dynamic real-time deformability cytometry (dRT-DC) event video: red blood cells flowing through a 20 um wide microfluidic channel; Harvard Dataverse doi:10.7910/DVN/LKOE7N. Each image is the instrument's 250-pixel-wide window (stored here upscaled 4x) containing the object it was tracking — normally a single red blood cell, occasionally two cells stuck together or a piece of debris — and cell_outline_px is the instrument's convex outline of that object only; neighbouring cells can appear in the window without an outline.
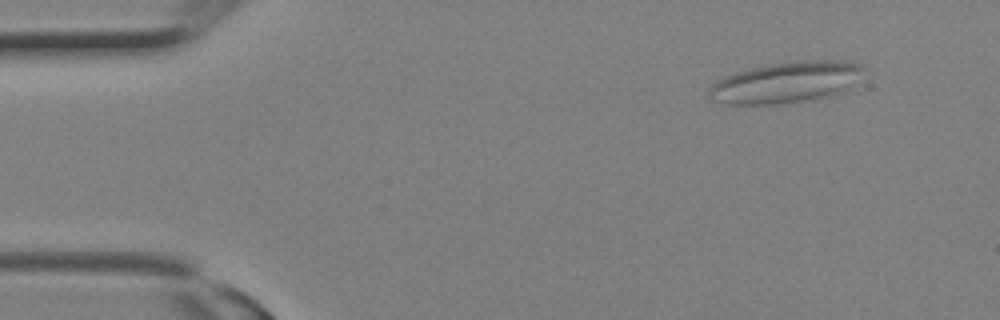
{"species": "Egyptian fruit bat (a non-hibernating species)", "species_latin": "Rousettus aegyptiacus", "temperature_condition": "room temperature", "stored_images_in_passage": 9, "camera_frame_rate_fps": 3000, "um_per_image_px": 0.085, "animal": {"sex": "female"}, "frame": {"image": 1, "passage_image": 1, "time_ms": 0.0, "image_size_px": [1000, 320], "cell_outline_px": [[864, 68], [848, 88], [840, 92], [828, 96], [804, 100], [776, 104], [724, 104], [712, 100], [708, 96], [708, 88], [716, 80], [724, 76], [736, 72], [752, 68], [772, 64], [804, 60], [844, 60], [860, 64]], "centroid_in_image_um": [66.74, 7.0], "position_along_channel_um": 18.3, "area_um2": 36.59}}
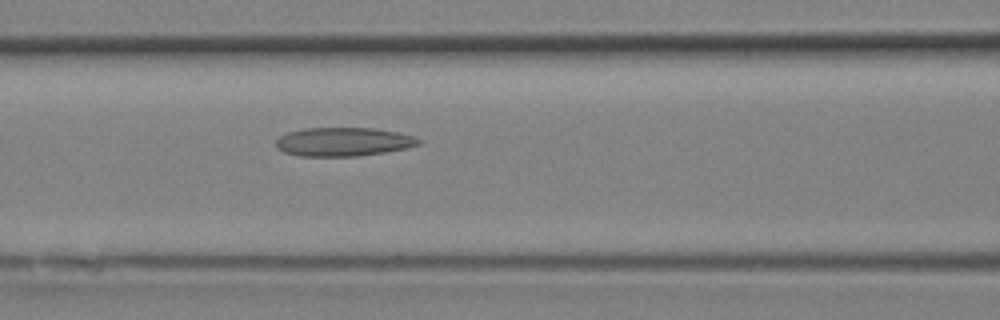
{"frame": {"image": 2, "passage_image": 9, "time_ms": 2.667, "image_size_px": [1000, 320], "cell_outline_px": [[420, 144], [408, 148], [384, 152], [356, 156], [300, 156], [284, 152], [276, 148], [276, 140], [280, 136], [288, 132], [304, 128], [372, 128], [396, 132], [412, 136], [420, 140]], "centroid_in_image_um": [29.15, 12.05], "position_along_channel_um": 137.4, "area_um2": 23.76}}